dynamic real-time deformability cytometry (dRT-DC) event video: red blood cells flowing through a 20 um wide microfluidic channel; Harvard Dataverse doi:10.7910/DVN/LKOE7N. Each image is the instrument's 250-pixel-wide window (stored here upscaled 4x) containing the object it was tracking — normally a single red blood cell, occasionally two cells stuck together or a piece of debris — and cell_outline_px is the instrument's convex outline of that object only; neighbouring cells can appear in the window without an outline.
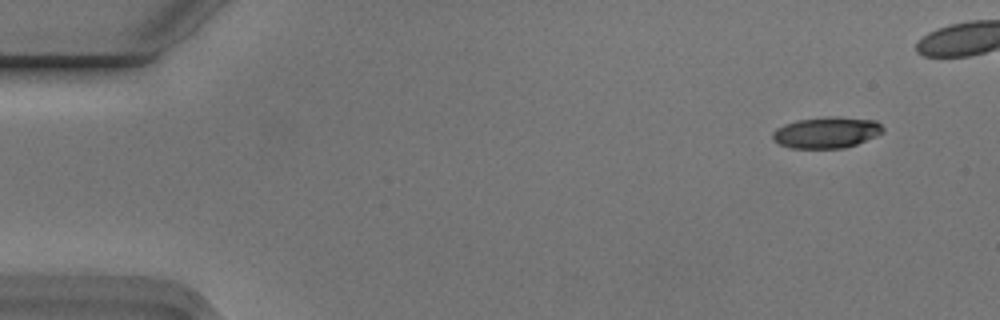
{"species": "Egyptian fruit bat (a non-hibernating species)", "species_latin": "Rousettus aegyptiacus", "temperature_condition": "cold", "stored_images_in_passage": 5, "camera_frame_rate_fps": 3000, "um_per_image_px": 0.085, "animal": {"sex": "male"}, "frame": {"image": 1, "passage_image": 1, "time_ms": 0.0, "image_size_px": [1000, 320], "cell_outline_px": [[884, 132], [876, 136], [856, 144], [844, 148], [792, 148], [780, 144], [772, 140], [772, 132], [776, 128], [784, 124], [796, 120], [832, 116], [836, 116], [876, 120], [884, 128]], "centroid_in_image_um": [70.25, 11.25], "position_along_channel_um": 14.7, "area_um2": 20.17}}
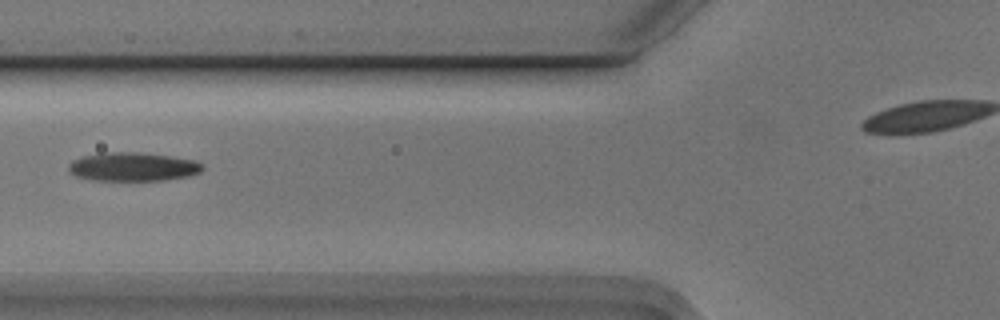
{"frame": {"image": 2, "passage_image": 5, "time_ms": 1.333, "image_size_px": [1000, 320], "cell_outline_px": [[204, 168], [200, 172], [188, 176], [164, 180], [92, 180], [76, 176], [68, 172], [68, 164], [72, 160], [84, 156], [104, 152], [140, 152], [196, 160], [204, 164]], "centroid_in_image_um": [11.29, 14.17], "position_along_channel_um": 114.5, "area_um2": 22.48}}